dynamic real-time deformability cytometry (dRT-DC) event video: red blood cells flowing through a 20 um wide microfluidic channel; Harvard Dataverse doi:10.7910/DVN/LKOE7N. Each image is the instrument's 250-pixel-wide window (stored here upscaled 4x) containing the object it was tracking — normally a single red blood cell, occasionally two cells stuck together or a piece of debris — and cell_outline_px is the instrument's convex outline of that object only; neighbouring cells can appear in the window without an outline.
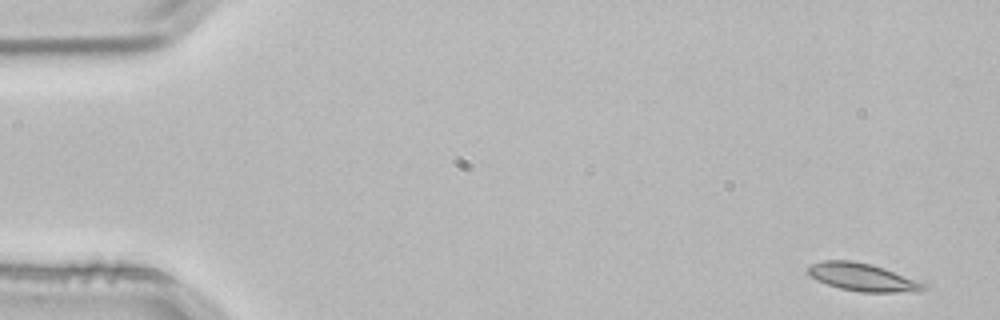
{"species": "common noctule bat (a hibernating species)", "species_latin": "Nyctalus noctula", "temperature_condition": "room temperature", "stored_images_in_passage": 4, "camera_frame_rate_fps": 3000, "um_per_image_px": 0.085, "animal": {"sex": "male", "body_mass_g": 21.5, "forearm_length_mm": 52.0}, "frame": {"image": 1, "passage_image": 1, "time_ms": 0.0, "image_size_px": [1000, 320], "cell_outline_px": [[928, 288], [920, 292], [860, 292], [840, 288], [816, 280], [808, 272], [808, 268], [812, 264], [824, 260], [852, 260], [872, 264], [924, 280], [928, 284]], "centroid_in_image_um": [73.48, 23.57], "position_along_channel_um": 11.5, "area_um2": 19.25}}
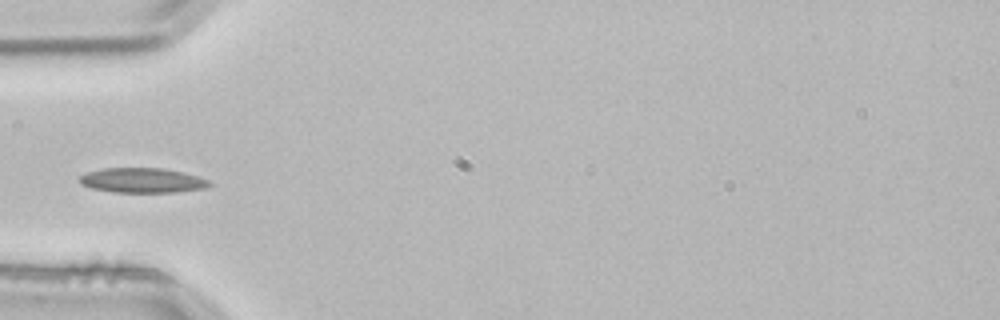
{"frame": {"image": 2, "passage_image": 4, "time_ms": 1.0, "image_size_px": [1000, 320], "cell_outline_px": [[212, 184], [204, 188], [176, 192], [112, 192], [92, 188], [80, 184], [80, 176], [88, 172], [100, 168], [164, 168], [184, 172], [208, 180]], "centroid_in_image_um": [12.08, 15.33], "position_along_channel_um": 72.9, "area_um2": 18.73}}